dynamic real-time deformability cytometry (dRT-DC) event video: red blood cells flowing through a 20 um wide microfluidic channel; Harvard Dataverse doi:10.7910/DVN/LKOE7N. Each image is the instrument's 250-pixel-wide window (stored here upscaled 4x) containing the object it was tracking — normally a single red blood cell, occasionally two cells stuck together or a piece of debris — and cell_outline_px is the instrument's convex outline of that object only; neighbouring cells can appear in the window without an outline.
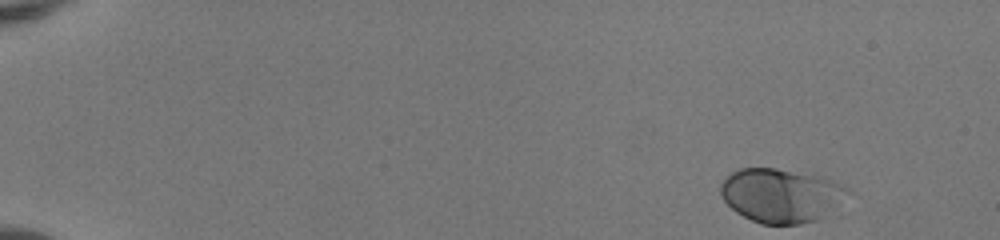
{"species": "human", "species_latin": "Homo sapiens", "temperature_condition": "room temperature", "stored_images_in_passage": 48, "camera_frame_rate_fps": 3000, "um_per_image_px": 0.085, "donor": {"sex": "female"}, "frame": {"image": 1, "passage_image": 1, "time_ms": 0.0, "image_size_px": [1000, 240], "cell_outline_px": [[852, 192], [832, 212], [816, 220], [800, 224], [760, 224], [736, 212], [724, 200], [720, 192], [720, 184], [732, 172], [740, 168], [776, 168], [824, 176], [848, 188]], "centroid_in_image_um": [66.43, 16.6], "position_along_channel_um": 18.6, "area_um2": 40.23}}
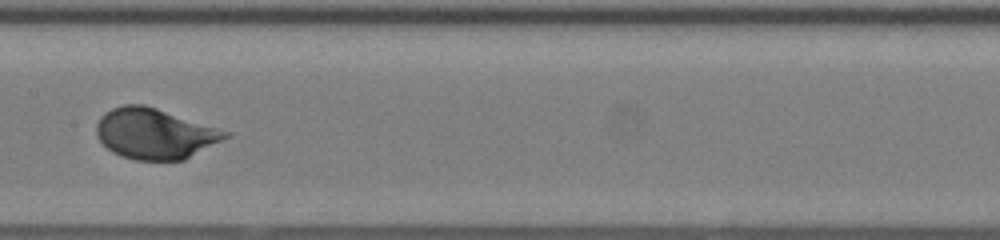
{"frame": {"image": 2, "passage_image": 25, "time_ms": 8.0, "image_size_px": [1000, 240], "cell_outline_px": [[232, 136], [184, 160], [136, 160], [120, 156], [112, 152], [96, 136], [96, 124], [100, 116], [104, 112], [112, 108], [124, 104], [144, 104], [220, 128], [232, 132]], "centroid_in_image_um": [13.18, 11.35], "position_along_channel_um": 194.2, "area_um2": 38.32}}
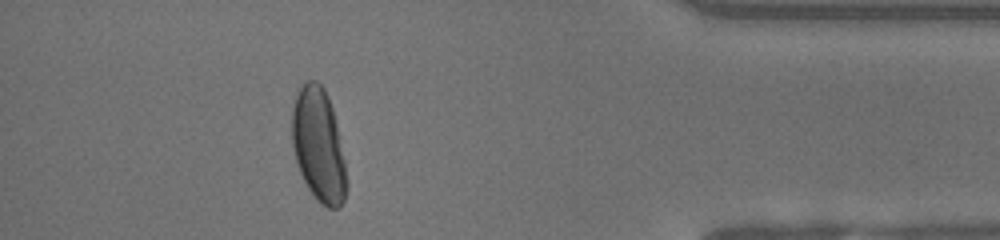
{"frame": {"image": 3, "passage_image": 43, "time_ms": 14.0, "image_size_px": [1000, 240], "cell_outline_px": [[348, 188], [344, 200], [340, 208], [328, 208], [320, 204], [316, 200], [308, 188], [296, 164], [292, 144], [292, 108], [296, 96], [300, 88], [308, 80], [316, 80], [324, 88], [328, 96], [332, 108], [336, 124], [344, 160], [348, 180]], "centroid_in_image_um": [27.08, 12.39], "position_along_channel_um": 408.1, "area_um2": 36.18}, "authors_computed_cell_mechanics": {"area_um2": 37.2232, "velocity_mm_per_s": 4.0901, "shape_relaxation_time_tau1_ms": 2.5632, "shape_relaxation_time_tau2_ms": null, "deformation_change_tau1": 0.1559, "deformation_change_tau2": null}}